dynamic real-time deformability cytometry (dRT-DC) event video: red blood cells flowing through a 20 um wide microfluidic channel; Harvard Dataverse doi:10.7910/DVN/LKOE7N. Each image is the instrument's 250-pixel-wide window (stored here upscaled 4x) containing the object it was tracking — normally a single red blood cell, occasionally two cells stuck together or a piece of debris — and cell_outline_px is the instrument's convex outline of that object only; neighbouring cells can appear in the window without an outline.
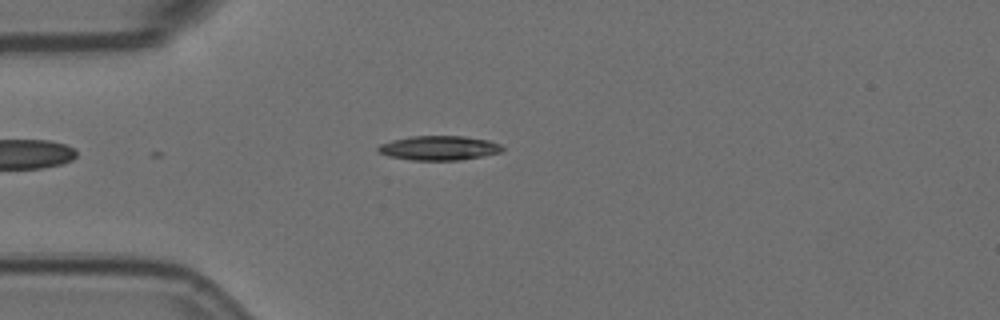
{"species": "Egyptian fruit bat (a non-hibernating species)", "species_latin": "Rousettus aegyptiacus", "temperature_condition": "room temperature", "stored_images_in_passage": 5, "camera_frame_rate_fps": 3000, "um_per_image_px": 0.085, "animal": {"sex": "female"}, "frame": {"image": 1, "passage_image": 5, "time_ms": 1.333, "image_size_px": [1000, 320], "cell_outline_px": [[504, 148], [500, 152], [460, 160], [412, 160], [388, 156], [376, 152], [376, 148], [380, 144], [392, 140], [412, 136], [464, 136], [488, 140], [500, 144]], "centroid_in_image_um": [37.26, 12.57], "position_along_channel_um": 47.7, "area_um2": 17.63}}